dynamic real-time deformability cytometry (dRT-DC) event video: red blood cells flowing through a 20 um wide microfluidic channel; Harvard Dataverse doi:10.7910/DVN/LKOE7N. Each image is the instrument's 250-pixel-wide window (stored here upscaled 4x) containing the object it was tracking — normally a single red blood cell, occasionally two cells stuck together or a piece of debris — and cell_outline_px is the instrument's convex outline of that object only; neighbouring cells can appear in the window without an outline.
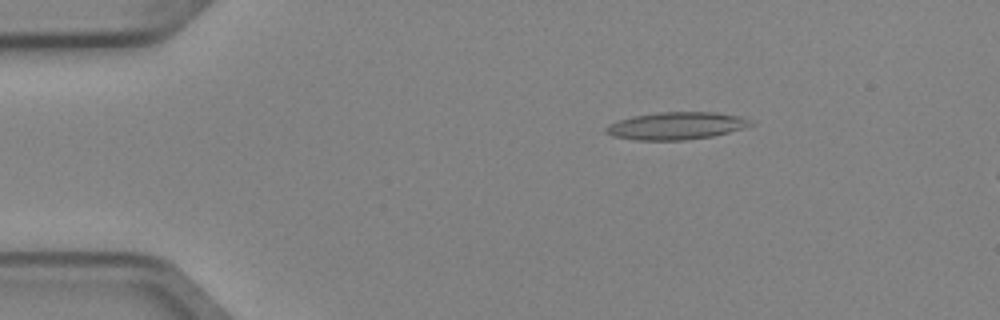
{"species": "Egyptian fruit bat (a non-hibernating species)", "species_latin": "Rousettus aegyptiacus", "temperature_condition": "cold", "stored_images_in_passage": 6, "camera_frame_rate_fps": 3000, "um_per_image_px": 0.085, "animal": {"sex": "female"}, "frame": {"image": 1, "passage_image": 3, "time_ms": 0.667, "image_size_px": [1000, 320], "cell_outline_px": [[756, 124], [728, 132], [712, 136], [684, 140], [636, 140], [612, 136], [604, 132], [604, 128], [620, 120], [632, 116], [660, 112], [716, 112], [744, 116], [752, 120]], "centroid_in_image_um": [57.53, 10.69], "position_along_channel_um": 27.5, "area_um2": 23.18}}
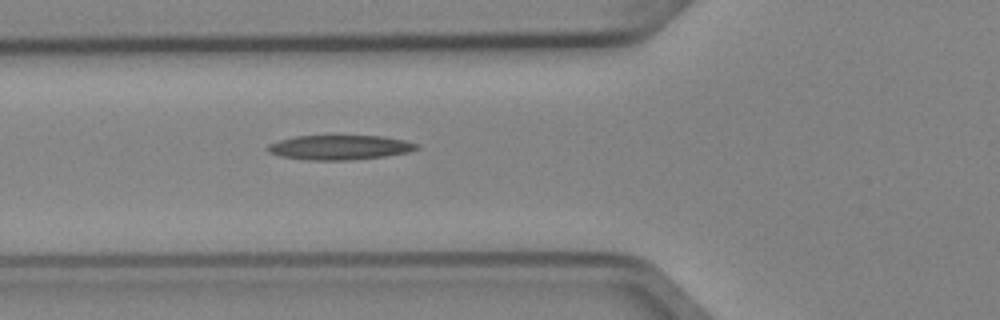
{"frame": {"image": 2, "passage_image": 6, "time_ms": 1.667, "image_size_px": [1000, 320], "cell_outline_px": [[420, 148], [408, 152], [384, 156], [348, 160], [308, 160], [280, 156], [268, 152], [264, 148], [268, 144], [280, 140], [296, 136], [384, 136], [404, 140], [420, 144]], "centroid_in_image_um": [28.87, 12.53], "position_along_channel_um": 96.9, "area_um2": 21.39}}